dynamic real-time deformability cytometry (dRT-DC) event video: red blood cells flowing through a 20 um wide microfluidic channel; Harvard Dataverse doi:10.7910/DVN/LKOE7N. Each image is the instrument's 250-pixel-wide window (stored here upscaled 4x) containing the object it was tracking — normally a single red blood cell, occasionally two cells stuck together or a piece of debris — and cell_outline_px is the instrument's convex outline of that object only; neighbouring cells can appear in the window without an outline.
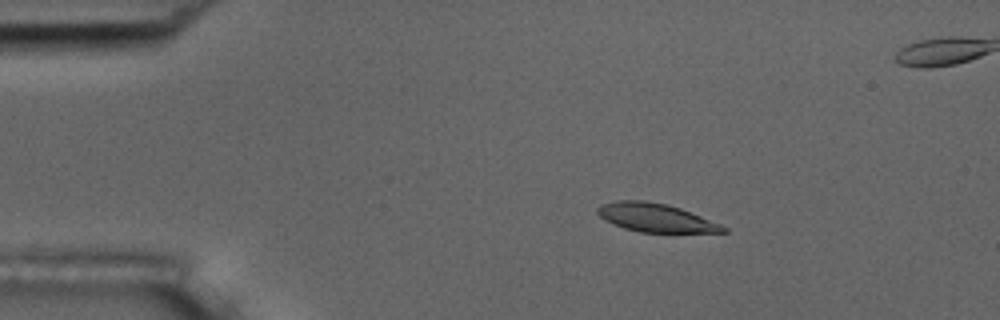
{"species": "common noctule bat (a hibernating species)", "species_latin": "Nyctalus noctula", "temperature_condition": "room temperature", "stored_images_in_passage": 56, "camera_frame_rate_fps": 3000, "um_per_image_px": 0.085, "animal": {"sex": "male", "body_mass_g": 17.5, "forearm_length_mm": 52.3}, "frame": {"image": 1, "passage_image": 10, "time_ms": 3.0, "image_size_px": [1000, 320], "cell_outline_px": [[728, 232], [640, 232], [624, 228], [604, 220], [596, 212], [596, 208], [600, 204], [616, 200], [644, 200], [668, 204], [680, 208], [720, 224], [728, 228]], "centroid_in_image_um": [55.68, 18.49], "position_along_channel_um": 29.3, "area_um2": 20.81}}
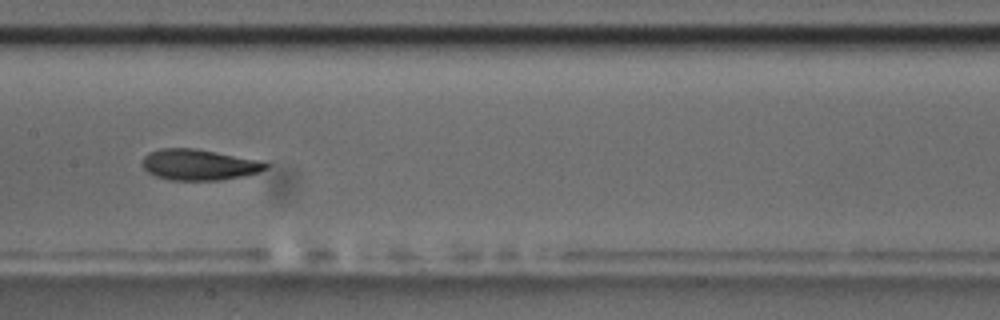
{"frame": {"image": 2, "passage_image": 28, "time_ms": 9.0, "image_size_px": [1000, 320], "cell_outline_px": [[268, 168], [260, 172], [244, 176], [220, 180], [168, 180], [156, 176], [148, 172], [144, 168], [144, 156], [148, 152], [160, 148], [196, 148], [264, 160], [268, 164]], "centroid_in_image_um": [16.98, 13.99], "position_along_channel_um": 190.4, "area_um2": 22.54}}
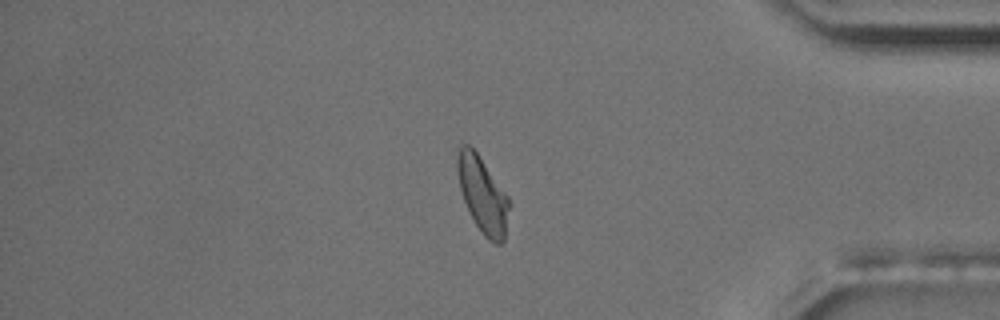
{"frame": {"image": 3, "passage_image": 47, "time_ms": 15.333, "image_size_px": [1000, 320], "cell_outline_px": [[508, 208], [504, 240], [500, 244], [496, 244], [488, 240], [484, 236], [476, 224], [464, 200], [460, 188], [456, 168], [456, 156], [460, 140], [468, 144], [476, 152], [508, 196]], "centroid_in_image_um": [40.98, 16.49], "position_along_channel_um": 394.2, "area_um2": 22.54}, "authors_computed_cell_mechanics": {"area_um2": 22.1085, "velocity_mm_per_s": 3.6408, "shape_relaxation_time_tau1_ms": 3.9469, "shape_relaxation_time_tau2_ms": 1.7129, "deformation_change_tau1": 0.1252, "deformation_change_tau2": 0.0698}}